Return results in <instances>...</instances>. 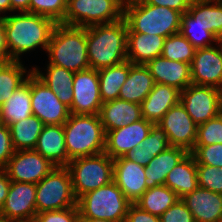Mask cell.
Listing matches in <instances>:
<instances>
[{
    "mask_svg": "<svg viewBox=\"0 0 222 222\" xmlns=\"http://www.w3.org/2000/svg\"><path fill=\"white\" fill-rule=\"evenodd\" d=\"M6 42L11 61H21V56L41 47L45 53L57 23L48 17L30 12L5 15Z\"/></svg>",
    "mask_w": 222,
    "mask_h": 222,
    "instance_id": "obj_1",
    "label": "cell"
},
{
    "mask_svg": "<svg viewBox=\"0 0 222 222\" xmlns=\"http://www.w3.org/2000/svg\"><path fill=\"white\" fill-rule=\"evenodd\" d=\"M128 27L124 18L87 27V53L91 69L99 70L127 60Z\"/></svg>",
    "mask_w": 222,
    "mask_h": 222,
    "instance_id": "obj_2",
    "label": "cell"
},
{
    "mask_svg": "<svg viewBox=\"0 0 222 222\" xmlns=\"http://www.w3.org/2000/svg\"><path fill=\"white\" fill-rule=\"evenodd\" d=\"M49 64L74 73L90 68L87 53V27L57 23L48 44Z\"/></svg>",
    "mask_w": 222,
    "mask_h": 222,
    "instance_id": "obj_3",
    "label": "cell"
},
{
    "mask_svg": "<svg viewBox=\"0 0 222 222\" xmlns=\"http://www.w3.org/2000/svg\"><path fill=\"white\" fill-rule=\"evenodd\" d=\"M123 18L128 32L167 38L180 32L182 13L165 6L147 4L143 0H125Z\"/></svg>",
    "mask_w": 222,
    "mask_h": 222,
    "instance_id": "obj_4",
    "label": "cell"
},
{
    "mask_svg": "<svg viewBox=\"0 0 222 222\" xmlns=\"http://www.w3.org/2000/svg\"><path fill=\"white\" fill-rule=\"evenodd\" d=\"M63 129L70 160L104 153L106 134L99 114H70Z\"/></svg>",
    "mask_w": 222,
    "mask_h": 222,
    "instance_id": "obj_5",
    "label": "cell"
},
{
    "mask_svg": "<svg viewBox=\"0 0 222 222\" xmlns=\"http://www.w3.org/2000/svg\"><path fill=\"white\" fill-rule=\"evenodd\" d=\"M131 204L114 181L77 199L79 218L116 222H125Z\"/></svg>",
    "mask_w": 222,
    "mask_h": 222,
    "instance_id": "obj_6",
    "label": "cell"
},
{
    "mask_svg": "<svg viewBox=\"0 0 222 222\" xmlns=\"http://www.w3.org/2000/svg\"><path fill=\"white\" fill-rule=\"evenodd\" d=\"M67 168L76 199L113 181V159L105 152L72 159Z\"/></svg>",
    "mask_w": 222,
    "mask_h": 222,
    "instance_id": "obj_7",
    "label": "cell"
},
{
    "mask_svg": "<svg viewBox=\"0 0 222 222\" xmlns=\"http://www.w3.org/2000/svg\"><path fill=\"white\" fill-rule=\"evenodd\" d=\"M125 0H68L65 25L89 27L123 18Z\"/></svg>",
    "mask_w": 222,
    "mask_h": 222,
    "instance_id": "obj_8",
    "label": "cell"
},
{
    "mask_svg": "<svg viewBox=\"0 0 222 222\" xmlns=\"http://www.w3.org/2000/svg\"><path fill=\"white\" fill-rule=\"evenodd\" d=\"M77 206L67 167L54 168L36 184V213Z\"/></svg>",
    "mask_w": 222,
    "mask_h": 222,
    "instance_id": "obj_9",
    "label": "cell"
},
{
    "mask_svg": "<svg viewBox=\"0 0 222 222\" xmlns=\"http://www.w3.org/2000/svg\"><path fill=\"white\" fill-rule=\"evenodd\" d=\"M180 102L197 124L218 116L222 90L211 86L190 84L180 92Z\"/></svg>",
    "mask_w": 222,
    "mask_h": 222,
    "instance_id": "obj_10",
    "label": "cell"
},
{
    "mask_svg": "<svg viewBox=\"0 0 222 222\" xmlns=\"http://www.w3.org/2000/svg\"><path fill=\"white\" fill-rule=\"evenodd\" d=\"M31 107L33 115L44 125L64 124L69 116V107L62 103L57 95L31 72Z\"/></svg>",
    "mask_w": 222,
    "mask_h": 222,
    "instance_id": "obj_11",
    "label": "cell"
},
{
    "mask_svg": "<svg viewBox=\"0 0 222 222\" xmlns=\"http://www.w3.org/2000/svg\"><path fill=\"white\" fill-rule=\"evenodd\" d=\"M56 166L34 149L17 150L4 168L11 181L37 184Z\"/></svg>",
    "mask_w": 222,
    "mask_h": 222,
    "instance_id": "obj_12",
    "label": "cell"
},
{
    "mask_svg": "<svg viewBox=\"0 0 222 222\" xmlns=\"http://www.w3.org/2000/svg\"><path fill=\"white\" fill-rule=\"evenodd\" d=\"M167 134L170 146L180 147L190 153L197 138V124L179 101L157 123Z\"/></svg>",
    "mask_w": 222,
    "mask_h": 222,
    "instance_id": "obj_13",
    "label": "cell"
},
{
    "mask_svg": "<svg viewBox=\"0 0 222 222\" xmlns=\"http://www.w3.org/2000/svg\"><path fill=\"white\" fill-rule=\"evenodd\" d=\"M73 101L69 108L71 114L98 115L101 110L98 72L87 69L76 72L73 80Z\"/></svg>",
    "mask_w": 222,
    "mask_h": 222,
    "instance_id": "obj_14",
    "label": "cell"
},
{
    "mask_svg": "<svg viewBox=\"0 0 222 222\" xmlns=\"http://www.w3.org/2000/svg\"><path fill=\"white\" fill-rule=\"evenodd\" d=\"M215 46L195 50L190 65L192 84L222 90V41Z\"/></svg>",
    "mask_w": 222,
    "mask_h": 222,
    "instance_id": "obj_15",
    "label": "cell"
},
{
    "mask_svg": "<svg viewBox=\"0 0 222 222\" xmlns=\"http://www.w3.org/2000/svg\"><path fill=\"white\" fill-rule=\"evenodd\" d=\"M36 184L11 181L0 216L16 222H34Z\"/></svg>",
    "mask_w": 222,
    "mask_h": 222,
    "instance_id": "obj_16",
    "label": "cell"
},
{
    "mask_svg": "<svg viewBox=\"0 0 222 222\" xmlns=\"http://www.w3.org/2000/svg\"><path fill=\"white\" fill-rule=\"evenodd\" d=\"M154 124L142 118L137 122L108 131L105 137V153L112 159L125 156L150 133Z\"/></svg>",
    "mask_w": 222,
    "mask_h": 222,
    "instance_id": "obj_17",
    "label": "cell"
},
{
    "mask_svg": "<svg viewBox=\"0 0 222 222\" xmlns=\"http://www.w3.org/2000/svg\"><path fill=\"white\" fill-rule=\"evenodd\" d=\"M113 181L131 203L147 190L145 167L124 157L113 159Z\"/></svg>",
    "mask_w": 222,
    "mask_h": 222,
    "instance_id": "obj_18",
    "label": "cell"
},
{
    "mask_svg": "<svg viewBox=\"0 0 222 222\" xmlns=\"http://www.w3.org/2000/svg\"><path fill=\"white\" fill-rule=\"evenodd\" d=\"M181 200L192 213L195 222L222 221V194L197 187Z\"/></svg>",
    "mask_w": 222,
    "mask_h": 222,
    "instance_id": "obj_19",
    "label": "cell"
},
{
    "mask_svg": "<svg viewBox=\"0 0 222 222\" xmlns=\"http://www.w3.org/2000/svg\"><path fill=\"white\" fill-rule=\"evenodd\" d=\"M146 66L150 70L155 83L166 84L180 92L192 84L190 64L158 56L149 61Z\"/></svg>",
    "mask_w": 222,
    "mask_h": 222,
    "instance_id": "obj_20",
    "label": "cell"
},
{
    "mask_svg": "<svg viewBox=\"0 0 222 222\" xmlns=\"http://www.w3.org/2000/svg\"><path fill=\"white\" fill-rule=\"evenodd\" d=\"M105 134L108 131L121 128L141 120V104L132 103L122 99L103 102L99 113Z\"/></svg>",
    "mask_w": 222,
    "mask_h": 222,
    "instance_id": "obj_21",
    "label": "cell"
},
{
    "mask_svg": "<svg viewBox=\"0 0 222 222\" xmlns=\"http://www.w3.org/2000/svg\"><path fill=\"white\" fill-rule=\"evenodd\" d=\"M34 150L54 166L67 167L71 160L66 151L63 124L44 125Z\"/></svg>",
    "mask_w": 222,
    "mask_h": 222,
    "instance_id": "obj_22",
    "label": "cell"
},
{
    "mask_svg": "<svg viewBox=\"0 0 222 222\" xmlns=\"http://www.w3.org/2000/svg\"><path fill=\"white\" fill-rule=\"evenodd\" d=\"M180 101V91L166 84L155 83L141 103L142 117L157 124L165 113Z\"/></svg>",
    "mask_w": 222,
    "mask_h": 222,
    "instance_id": "obj_23",
    "label": "cell"
},
{
    "mask_svg": "<svg viewBox=\"0 0 222 222\" xmlns=\"http://www.w3.org/2000/svg\"><path fill=\"white\" fill-rule=\"evenodd\" d=\"M165 37L139 32L127 33V60L132 64L146 65L161 56Z\"/></svg>",
    "mask_w": 222,
    "mask_h": 222,
    "instance_id": "obj_24",
    "label": "cell"
},
{
    "mask_svg": "<svg viewBox=\"0 0 222 222\" xmlns=\"http://www.w3.org/2000/svg\"><path fill=\"white\" fill-rule=\"evenodd\" d=\"M154 85V78L146 65L130 62V70L125 83L121 86L119 99L141 104Z\"/></svg>",
    "mask_w": 222,
    "mask_h": 222,
    "instance_id": "obj_25",
    "label": "cell"
},
{
    "mask_svg": "<svg viewBox=\"0 0 222 222\" xmlns=\"http://www.w3.org/2000/svg\"><path fill=\"white\" fill-rule=\"evenodd\" d=\"M187 154L183 148L170 146L153 157L145 166L146 188L164 185L167 175Z\"/></svg>",
    "mask_w": 222,
    "mask_h": 222,
    "instance_id": "obj_26",
    "label": "cell"
},
{
    "mask_svg": "<svg viewBox=\"0 0 222 222\" xmlns=\"http://www.w3.org/2000/svg\"><path fill=\"white\" fill-rule=\"evenodd\" d=\"M32 115L30 74L0 107V123L9 126Z\"/></svg>",
    "mask_w": 222,
    "mask_h": 222,
    "instance_id": "obj_27",
    "label": "cell"
},
{
    "mask_svg": "<svg viewBox=\"0 0 222 222\" xmlns=\"http://www.w3.org/2000/svg\"><path fill=\"white\" fill-rule=\"evenodd\" d=\"M32 71L57 95L62 103L69 108L71 107L73 101L74 72L49 63L45 69L46 74L40 71L37 66L32 68Z\"/></svg>",
    "mask_w": 222,
    "mask_h": 222,
    "instance_id": "obj_28",
    "label": "cell"
},
{
    "mask_svg": "<svg viewBox=\"0 0 222 222\" xmlns=\"http://www.w3.org/2000/svg\"><path fill=\"white\" fill-rule=\"evenodd\" d=\"M181 199L198 187L197 164L191 153H188L167 175L165 184Z\"/></svg>",
    "mask_w": 222,
    "mask_h": 222,
    "instance_id": "obj_29",
    "label": "cell"
},
{
    "mask_svg": "<svg viewBox=\"0 0 222 222\" xmlns=\"http://www.w3.org/2000/svg\"><path fill=\"white\" fill-rule=\"evenodd\" d=\"M187 12L222 41V0H192Z\"/></svg>",
    "mask_w": 222,
    "mask_h": 222,
    "instance_id": "obj_30",
    "label": "cell"
},
{
    "mask_svg": "<svg viewBox=\"0 0 222 222\" xmlns=\"http://www.w3.org/2000/svg\"><path fill=\"white\" fill-rule=\"evenodd\" d=\"M130 70V61L97 70L101 101L107 102L119 98L121 86L125 83Z\"/></svg>",
    "mask_w": 222,
    "mask_h": 222,
    "instance_id": "obj_31",
    "label": "cell"
},
{
    "mask_svg": "<svg viewBox=\"0 0 222 222\" xmlns=\"http://www.w3.org/2000/svg\"><path fill=\"white\" fill-rule=\"evenodd\" d=\"M43 127V122L34 115L10 124L9 129L14 150L34 149Z\"/></svg>",
    "mask_w": 222,
    "mask_h": 222,
    "instance_id": "obj_32",
    "label": "cell"
},
{
    "mask_svg": "<svg viewBox=\"0 0 222 222\" xmlns=\"http://www.w3.org/2000/svg\"><path fill=\"white\" fill-rule=\"evenodd\" d=\"M180 198L166 185L147 189L142 196L134 203L140 209L150 214L161 216Z\"/></svg>",
    "mask_w": 222,
    "mask_h": 222,
    "instance_id": "obj_33",
    "label": "cell"
},
{
    "mask_svg": "<svg viewBox=\"0 0 222 222\" xmlns=\"http://www.w3.org/2000/svg\"><path fill=\"white\" fill-rule=\"evenodd\" d=\"M31 72L32 67L27 71L22 60L0 64V107L27 80Z\"/></svg>",
    "mask_w": 222,
    "mask_h": 222,
    "instance_id": "obj_34",
    "label": "cell"
},
{
    "mask_svg": "<svg viewBox=\"0 0 222 222\" xmlns=\"http://www.w3.org/2000/svg\"><path fill=\"white\" fill-rule=\"evenodd\" d=\"M180 33L194 46V48L202 49L213 46L215 42L220 40L205 27L197 23L188 12L182 14Z\"/></svg>",
    "mask_w": 222,
    "mask_h": 222,
    "instance_id": "obj_35",
    "label": "cell"
},
{
    "mask_svg": "<svg viewBox=\"0 0 222 222\" xmlns=\"http://www.w3.org/2000/svg\"><path fill=\"white\" fill-rule=\"evenodd\" d=\"M195 50L194 46L179 32L165 38L162 56L168 60L191 65Z\"/></svg>",
    "mask_w": 222,
    "mask_h": 222,
    "instance_id": "obj_36",
    "label": "cell"
},
{
    "mask_svg": "<svg viewBox=\"0 0 222 222\" xmlns=\"http://www.w3.org/2000/svg\"><path fill=\"white\" fill-rule=\"evenodd\" d=\"M68 0H30L29 12L53 19L56 23L64 20Z\"/></svg>",
    "mask_w": 222,
    "mask_h": 222,
    "instance_id": "obj_37",
    "label": "cell"
},
{
    "mask_svg": "<svg viewBox=\"0 0 222 222\" xmlns=\"http://www.w3.org/2000/svg\"><path fill=\"white\" fill-rule=\"evenodd\" d=\"M211 144H222V121L218 116L197 125L195 145Z\"/></svg>",
    "mask_w": 222,
    "mask_h": 222,
    "instance_id": "obj_38",
    "label": "cell"
},
{
    "mask_svg": "<svg viewBox=\"0 0 222 222\" xmlns=\"http://www.w3.org/2000/svg\"><path fill=\"white\" fill-rule=\"evenodd\" d=\"M190 153L197 165L222 168V144L194 145Z\"/></svg>",
    "mask_w": 222,
    "mask_h": 222,
    "instance_id": "obj_39",
    "label": "cell"
},
{
    "mask_svg": "<svg viewBox=\"0 0 222 222\" xmlns=\"http://www.w3.org/2000/svg\"><path fill=\"white\" fill-rule=\"evenodd\" d=\"M140 147L146 154L155 157L170 147V143L166 132L158 124H154Z\"/></svg>",
    "mask_w": 222,
    "mask_h": 222,
    "instance_id": "obj_40",
    "label": "cell"
},
{
    "mask_svg": "<svg viewBox=\"0 0 222 222\" xmlns=\"http://www.w3.org/2000/svg\"><path fill=\"white\" fill-rule=\"evenodd\" d=\"M198 187L222 194V168L197 165Z\"/></svg>",
    "mask_w": 222,
    "mask_h": 222,
    "instance_id": "obj_41",
    "label": "cell"
},
{
    "mask_svg": "<svg viewBox=\"0 0 222 222\" xmlns=\"http://www.w3.org/2000/svg\"><path fill=\"white\" fill-rule=\"evenodd\" d=\"M34 222H79L78 207L37 213Z\"/></svg>",
    "mask_w": 222,
    "mask_h": 222,
    "instance_id": "obj_42",
    "label": "cell"
},
{
    "mask_svg": "<svg viewBox=\"0 0 222 222\" xmlns=\"http://www.w3.org/2000/svg\"><path fill=\"white\" fill-rule=\"evenodd\" d=\"M161 222H195L192 213L180 199L160 216Z\"/></svg>",
    "mask_w": 222,
    "mask_h": 222,
    "instance_id": "obj_43",
    "label": "cell"
},
{
    "mask_svg": "<svg viewBox=\"0 0 222 222\" xmlns=\"http://www.w3.org/2000/svg\"><path fill=\"white\" fill-rule=\"evenodd\" d=\"M9 126L0 123V168H5L14 154Z\"/></svg>",
    "mask_w": 222,
    "mask_h": 222,
    "instance_id": "obj_44",
    "label": "cell"
},
{
    "mask_svg": "<svg viewBox=\"0 0 222 222\" xmlns=\"http://www.w3.org/2000/svg\"><path fill=\"white\" fill-rule=\"evenodd\" d=\"M125 222H161V219L159 216L150 214L132 203L129 206Z\"/></svg>",
    "mask_w": 222,
    "mask_h": 222,
    "instance_id": "obj_45",
    "label": "cell"
},
{
    "mask_svg": "<svg viewBox=\"0 0 222 222\" xmlns=\"http://www.w3.org/2000/svg\"><path fill=\"white\" fill-rule=\"evenodd\" d=\"M147 4L154 6H165L180 13H185L190 8L192 0H143Z\"/></svg>",
    "mask_w": 222,
    "mask_h": 222,
    "instance_id": "obj_46",
    "label": "cell"
},
{
    "mask_svg": "<svg viewBox=\"0 0 222 222\" xmlns=\"http://www.w3.org/2000/svg\"><path fill=\"white\" fill-rule=\"evenodd\" d=\"M123 157L128 161L136 162L138 165L144 167L153 159V156L146 154L140 146H136Z\"/></svg>",
    "mask_w": 222,
    "mask_h": 222,
    "instance_id": "obj_47",
    "label": "cell"
},
{
    "mask_svg": "<svg viewBox=\"0 0 222 222\" xmlns=\"http://www.w3.org/2000/svg\"><path fill=\"white\" fill-rule=\"evenodd\" d=\"M11 61L10 52L6 42L4 16L0 17V64Z\"/></svg>",
    "mask_w": 222,
    "mask_h": 222,
    "instance_id": "obj_48",
    "label": "cell"
},
{
    "mask_svg": "<svg viewBox=\"0 0 222 222\" xmlns=\"http://www.w3.org/2000/svg\"><path fill=\"white\" fill-rule=\"evenodd\" d=\"M11 185V180L4 168H0V211L2 210L8 191Z\"/></svg>",
    "mask_w": 222,
    "mask_h": 222,
    "instance_id": "obj_49",
    "label": "cell"
},
{
    "mask_svg": "<svg viewBox=\"0 0 222 222\" xmlns=\"http://www.w3.org/2000/svg\"><path fill=\"white\" fill-rule=\"evenodd\" d=\"M30 0H10L11 12H29Z\"/></svg>",
    "mask_w": 222,
    "mask_h": 222,
    "instance_id": "obj_50",
    "label": "cell"
},
{
    "mask_svg": "<svg viewBox=\"0 0 222 222\" xmlns=\"http://www.w3.org/2000/svg\"><path fill=\"white\" fill-rule=\"evenodd\" d=\"M8 12L11 13L10 0H0V15L5 16Z\"/></svg>",
    "mask_w": 222,
    "mask_h": 222,
    "instance_id": "obj_51",
    "label": "cell"
},
{
    "mask_svg": "<svg viewBox=\"0 0 222 222\" xmlns=\"http://www.w3.org/2000/svg\"><path fill=\"white\" fill-rule=\"evenodd\" d=\"M79 222H116V221L93 219V218H79Z\"/></svg>",
    "mask_w": 222,
    "mask_h": 222,
    "instance_id": "obj_52",
    "label": "cell"
},
{
    "mask_svg": "<svg viewBox=\"0 0 222 222\" xmlns=\"http://www.w3.org/2000/svg\"><path fill=\"white\" fill-rule=\"evenodd\" d=\"M0 222H16V221L9 220L8 218H4L0 216Z\"/></svg>",
    "mask_w": 222,
    "mask_h": 222,
    "instance_id": "obj_53",
    "label": "cell"
},
{
    "mask_svg": "<svg viewBox=\"0 0 222 222\" xmlns=\"http://www.w3.org/2000/svg\"><path fill=\"white\" fill-rule=\"evenodd\" d=\"M218 117H219V118L221 119V121H222V102H221L220 107H219Z\"/></svg>",
    "mask_w": 222,
    "mask_h": 222,
    "instance_id": "obj_54",
    "label": "cell"
}]
</instances>
